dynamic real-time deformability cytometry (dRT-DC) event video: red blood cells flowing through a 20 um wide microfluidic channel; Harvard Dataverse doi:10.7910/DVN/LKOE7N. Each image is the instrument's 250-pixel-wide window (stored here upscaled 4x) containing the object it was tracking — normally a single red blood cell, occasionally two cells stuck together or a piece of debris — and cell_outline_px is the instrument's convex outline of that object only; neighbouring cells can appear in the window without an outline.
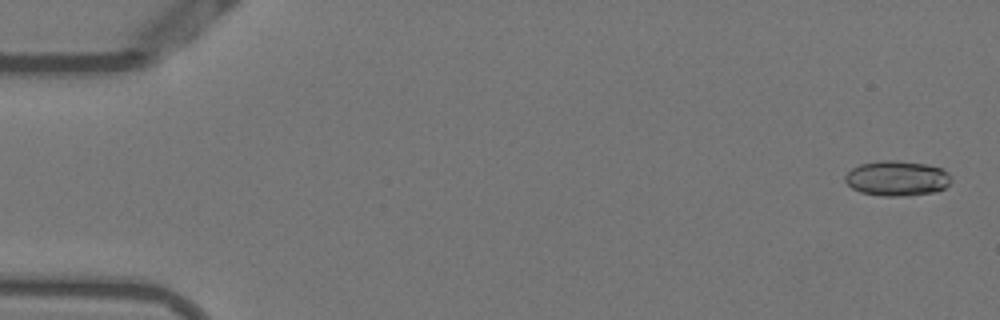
{"species": "Egyptian fruit bat (a non-hibernating species)", "species_latin": "Rousettus aegyptiacus", "temperature_condition": "warm", "stored_images_in_passage": 54, "camera_frame_rate_fps": 3000, "um_per_image_px": 0.085, "animal": {"sex": "female"}, "frame": {"image": 1, "passage_image": 2, "time_ms": 0.333, "image_size_px": [1000, 320], "cell_outline_px": [[952, 180], [944, 188], [932, 192], [908, 196], [884, 196], [860, 192], [852, 188], [844, 180], [844, 176], [852, 168], [860, 164], [876, 160], [896, 160], [928, 164], [940, 168], [948, 172], [952, 176]], "centroid_in_image_um": [76.24, 15.14], "position_along_channel_um": 8.8, "area_um2": 21.91}}
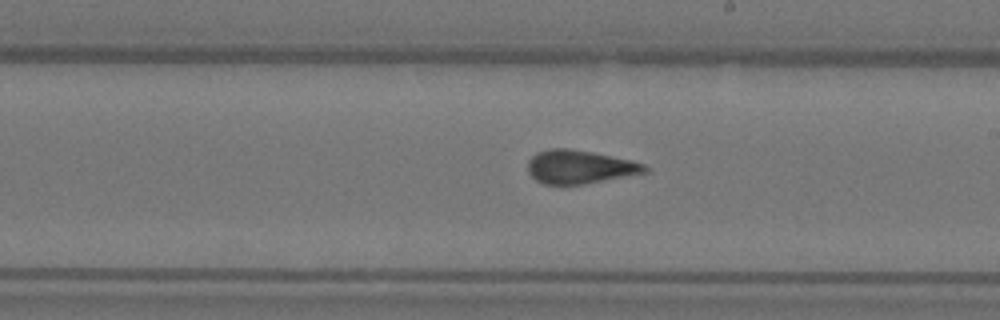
{"frame": {"image": 2, "passage_image": 31, "time_ms": 10.0, "image_size_px": [1000, 320], "cell_outline_px": [[648, 172], [584, 184], [544, 184], [536, 180], [528, 172], [528, 160], [536, 152], [552, 148], [568, 148], [592, 152], [632, 160], [644, 164], [648, 168]], "centroid_in_image_um": [49.27, 14.18], "position_along_channel_um": 239.7, "area_um2": 22.77}}
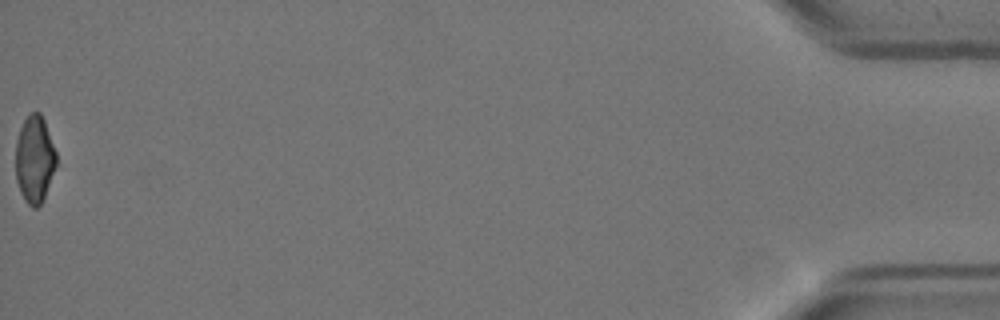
{"frame": {"image": 3, "passage_image": 54, "time_ms": 17.667, "image_size_px": [1000, 320], "cell_outline_px": [[56, 164], [44, 196], [40, 204], [36, 208], [32, 208], [24, 200], [20, 192], [16, 180], [16, 140], [20, 128], [28, 112], [40, 112], [44, 120], [56, 152]], "centroid_in_image_um": [2.92, 13.52], "position_along_channel_um": 432.3, "area_um2": 20.52}, "authors_computed_cell_mechanics": {"area_um2": 22.5709, "velocity_mm_per_s": 3.804, "shape_relaxation_time_tau1_ms": 5.7946, "shape_relaxation_time_tau2_ms": 2.4576, "deformation_change_tau1": 0.1138, "deformation_change_tau2": 0.1205}}